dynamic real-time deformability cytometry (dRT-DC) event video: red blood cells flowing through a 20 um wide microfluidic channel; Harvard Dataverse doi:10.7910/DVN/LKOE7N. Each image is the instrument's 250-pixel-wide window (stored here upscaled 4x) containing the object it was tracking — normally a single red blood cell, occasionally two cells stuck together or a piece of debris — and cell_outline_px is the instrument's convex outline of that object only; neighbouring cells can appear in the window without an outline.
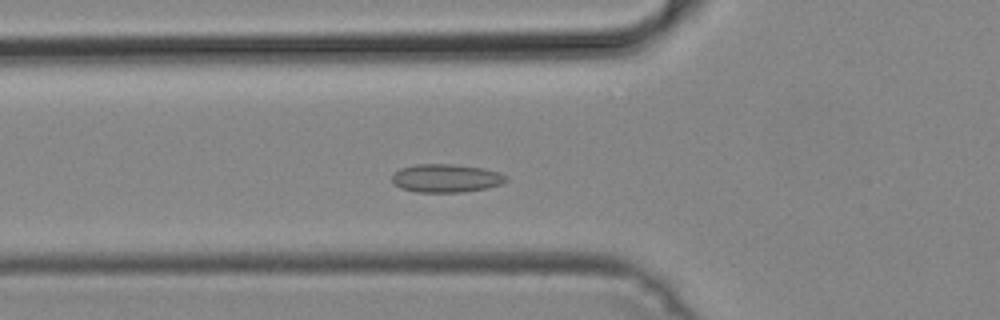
{"species": "common noctule bat (a hibernating species)", "species_latin": "Nyctalus noctula", "temperature_condition": "cold", "stored_images_in_passage": 41, "camera_frame_rate_fps": 3000, "um_per_image_px": 0.085, "animal": {"sex": "male", "body_mass_g": 19.2, "forearm_length_mm": 51.8}, "frame": {"image": 1, "passage_image": 14, "time_ms": 4.333, "image_size_px": [1000, 320], "cell_outline_px": [[508, 180], [500, 184], [488, 188], [460, 192], [416, 192], [400, 188], [392, 180], [392, 172], [400, 168], [416, 164], [452, 164], [484, 168], [500, 172], [508, 176]], "centroid_in_image_um": [37.92, 15.14], "position_along_channel_um": 87.9, "area_um2": 18.96}}
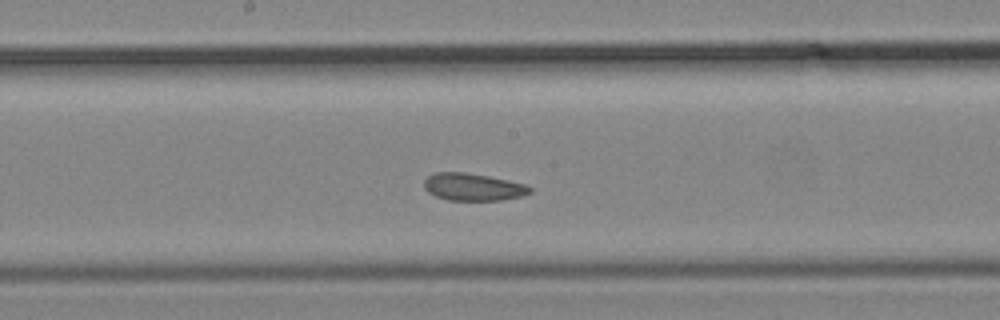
{"frame": {"image": 2, "passage_image": 23, "time_ms": 7.333, "image_size_px": [1000, 320], "cell_outline_px": [[532, 192], [524, 196], [500, 200], [448, 200], [436, 196], [428, 192], [424, 188], [424, 180], [428, 176], [436, 172], [464, 172], [488, 176], [508, 180], [524, 184], [532, 188]], "centroid_in_image_um": [40.21, 15.89], "position_along_channel_um": 208.0, "area_um2": 16.88}}
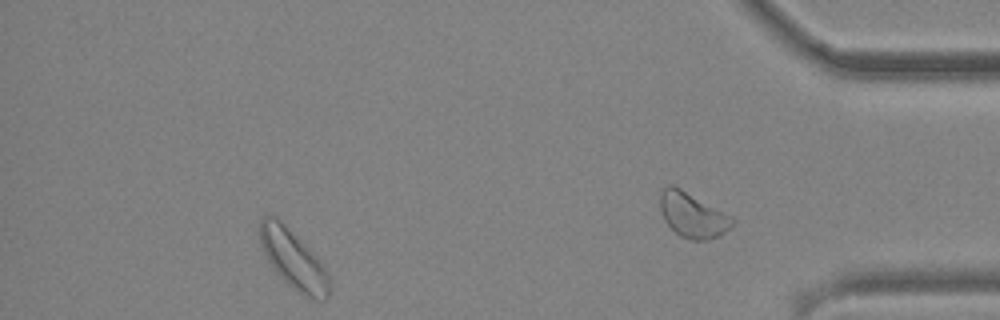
{"frame": {"image": 3, "passage_image": 36, "time_ms": 11.667, "image_size_px": [1000, 320], "cell_outline_px": [[328, 296], [324, 300], [312, 300], [304, 296], [292, 288], [276, 272], [268, 260], [260, 244], [260, 220], [264, 216], [276, 216], [312, 252], [328, 272]], "centroid_in_image_um": [24.92, 22.07], "position_along_channel_um": 410.3, "area_um2": 23.29}}